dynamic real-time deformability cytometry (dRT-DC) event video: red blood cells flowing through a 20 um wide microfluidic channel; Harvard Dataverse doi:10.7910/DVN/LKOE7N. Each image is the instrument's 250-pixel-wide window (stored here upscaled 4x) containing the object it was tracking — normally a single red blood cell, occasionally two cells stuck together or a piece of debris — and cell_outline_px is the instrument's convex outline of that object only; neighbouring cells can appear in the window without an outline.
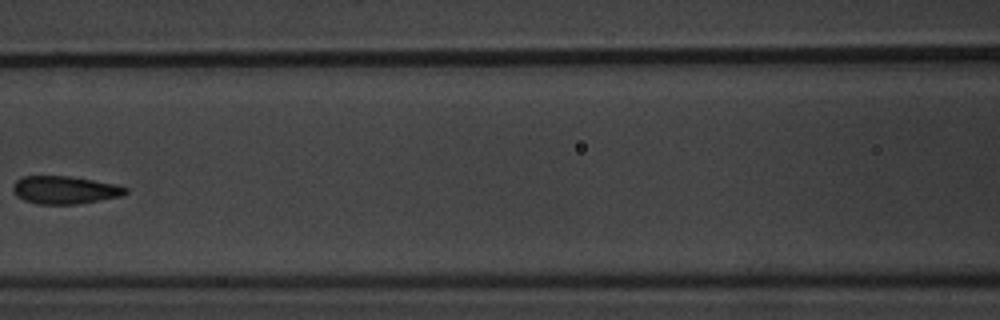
{"species": "common noctule bat (a hibernating species)", "species_latin": "Nyctalus noctula", "temperature_condition": "warm", "stored_images_in_passage": 8, "camera_frame_rate_fps": 3000, "um_per_image_px": 0.085, "animal": {"sex": "male", "body_mass_g": 20.1, "forearm_length_mm": 53.5}, "frame": {"image": 1, "passage_image": 8, "time_ms": 8.333, "image_size_px": [1000, 320], "cell_outline_px": [[128, 192], [120, 196], [100, 200], [76, 204], [36, 204], [24, 200], [16, 196], [12, 192], [12, 184], [20, 176], [72, 176], [112, 184], [128, 188]], "centroid_in_image_um": [5.43, 16.14], "position_along_channel_um": 161.2, "area_um2": 18.32}}